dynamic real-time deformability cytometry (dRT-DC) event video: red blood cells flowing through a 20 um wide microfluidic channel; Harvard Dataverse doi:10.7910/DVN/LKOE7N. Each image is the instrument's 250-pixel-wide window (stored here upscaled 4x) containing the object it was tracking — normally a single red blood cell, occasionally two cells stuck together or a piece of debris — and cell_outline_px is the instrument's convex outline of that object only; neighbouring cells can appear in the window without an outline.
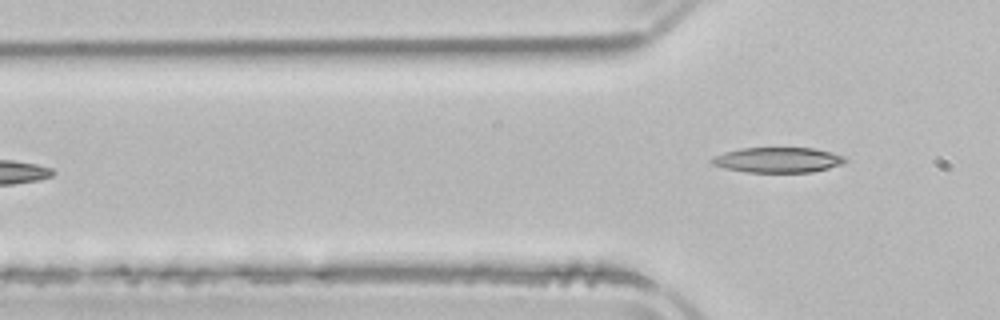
{"species": "common noctule bat (a hibernating species)", "species_latin": "Nyctalus noctula", "temperature_condition": "room temperature", "stored_images_in_passage": 6, "camera_frame_rate_fps": 3000, "um_per_image_px": 0.085, "animal": {"sex": "male", "body_mass_g": 21.5, "forearm_length_mm": 52.0}, "frame": {"image": 1, "passage_image": 6, "time_ms": 6.667, "image_size_px": [1000, 320], "cell_outline_px": [[848, 160], [844, 164], [812, 172], [748, 172], [724, 168], [712, 164], [708, 160], [712, 156], [724, 152], [740, 148], [812, 148], [832, 152], [844, 156]], "centroid_in_image_um": [66.1, 13.59], "position_along_channel_um": 59.7, "area_um2": 19.77}}